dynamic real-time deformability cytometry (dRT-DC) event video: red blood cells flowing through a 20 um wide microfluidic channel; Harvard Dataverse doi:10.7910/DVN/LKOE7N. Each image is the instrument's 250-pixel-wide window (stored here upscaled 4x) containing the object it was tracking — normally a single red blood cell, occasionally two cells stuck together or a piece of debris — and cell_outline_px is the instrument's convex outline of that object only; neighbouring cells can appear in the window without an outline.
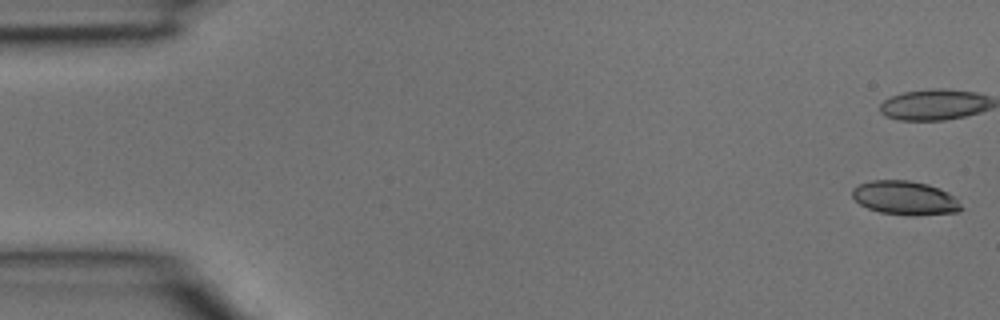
{"species": "common noctule bat (a hibernating species)", "species_latin": "Nyctalus noctula", "temperature_condition": "room temperature", "stored_images_in_passage": 38, "camera_frame_rate_fps": 3000, "um_per_image_px": 0.085, "animal": {"sex": "male", "body_mass_g": 15.6}, "frame": {"image": 1, "passage_image": 1, "time_ms": 0.0, "image_size_px": [1000, 320], "cell_outline_px": [[964, 208], [956, 212], [880, 212], [868, 208], [860, 204], [852, 196], [852, 188], [860, 184], [872, 180], [908, 180], [928, 184], [940, 188], [956, 196]], "centroid_in_image_um": [76.92, 16.75], "position_along_channel_um": 8.1, "area_um2": 20.58}}